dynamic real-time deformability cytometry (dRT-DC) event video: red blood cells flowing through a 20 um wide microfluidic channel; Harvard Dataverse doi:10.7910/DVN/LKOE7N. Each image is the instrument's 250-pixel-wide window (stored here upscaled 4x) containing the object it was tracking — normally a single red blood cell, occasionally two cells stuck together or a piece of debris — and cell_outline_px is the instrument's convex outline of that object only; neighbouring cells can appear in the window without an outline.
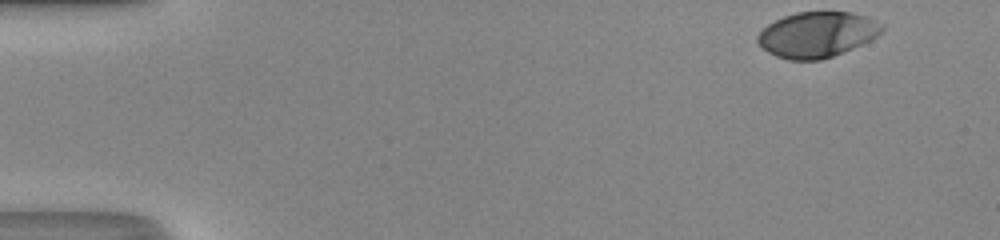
{"species": "human", "species_latin": "Homo sapiens", "temperature_condition": "room temperature", "stored_images_in_passage": 37, "camera_frame_rate_fps": 3000, "um_per_image_px": 0.085, "donor": {"sex": "male"}, "frame": {"image": 1, "passage_image": 1, "time_ms": 0.0, "image_size_px": [1000, 240], "cell_outline_px": [[884, 28], [876, 36], [852, 48], [832, 56], [820, 60], [788, 60], [776, 56], [768, 52], [756, 40], [756, 36], [768, 24], [784, 16], [796, 12], [852, 12], [876, 20], [884, 24]], "centroid_in_image_um": [69.44, 2.93], "position_along_channel_um": 15.6, "area_um2": 32.66}}
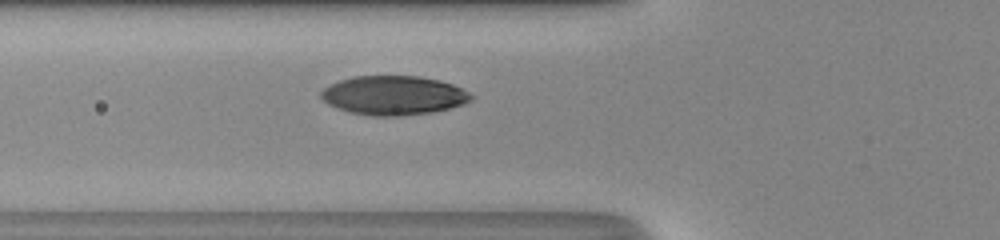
{"frame": {"image": 2, "passage_image": 16, "time_ms": 5.0, "image_size_px": [1000, 240], "cell_outline_px": [[476, 96], [472, 100], [464, 104], [432, 112], [400, 116], [372, 116], [352, 112], [336, 108], [328, 104], [320, 96], [320, 92], [328, 84], [352, 76], [420, 76], [440, 80], [452, 84]], "centroid_in_image_um": [33.45, 8.1], "position_along_channel_um": 92.3, "area_um2": 34.33}}
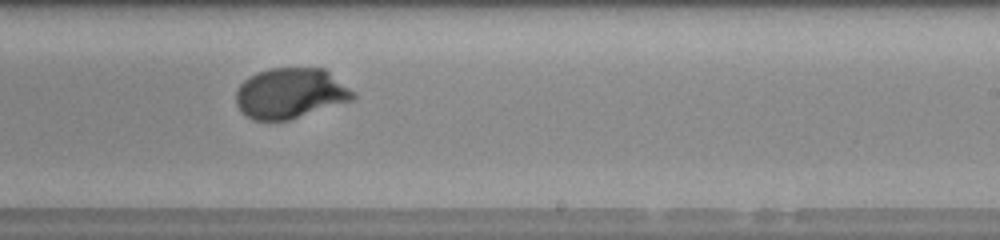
{"frame": {"image": 3, "passage_image": 28, "time_ms": 9.0, "image_size_px": [1000, 240], "cell_outline_px": [[356, 96], [352, 100], [288, 120], [252, 120], [244, 116], [240, 112], [236, 104], [236, 88], [248, 76], [256, 72], [268, 68], [324, 68], [356, 92]], "centroid_in_image_um": [24.64, 7.92], "position_along_channel_um": 264.4, "area_um2": 34.68}, "authors_computed_cell_mechanics": {"area_um2": 33.9864, "velocity_mm_per_s": 4.2994, "shape_relaxation_time_tau1_ms": 2.8822, "shape_relaxation_time_tau2_ms": null, "deformation_change_tau1": 0.1931, "deformation_change_tau2": null}}